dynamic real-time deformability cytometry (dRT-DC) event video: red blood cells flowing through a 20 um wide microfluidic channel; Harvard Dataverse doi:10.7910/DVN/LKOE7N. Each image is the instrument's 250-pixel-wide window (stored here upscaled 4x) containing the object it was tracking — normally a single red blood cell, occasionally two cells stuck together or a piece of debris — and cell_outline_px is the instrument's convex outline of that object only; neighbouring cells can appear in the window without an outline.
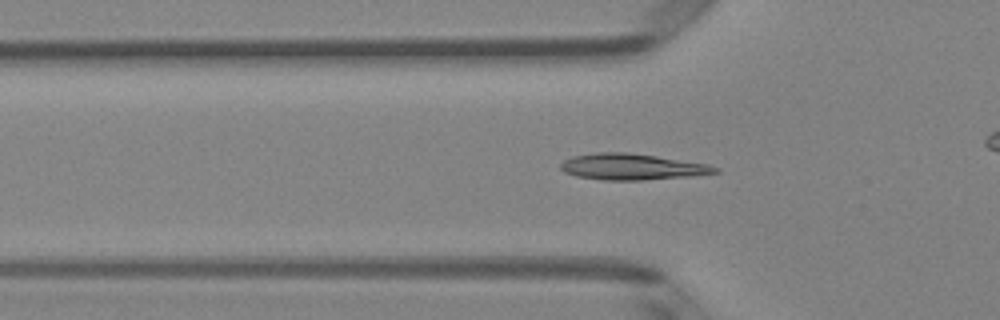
{"species": "Egyptian fruit bat (a non-hibernating species)", "species_latin": "Rousettus aegyptiacus", "temperature_condition": "room temperature", "stored_images_in_passage": 39, "camera_frame_rate_fps": 3000, "um_per_image_px": 0.085, "animal": {"sex": "female"}, "frame": {"image": 1, "passage_image": 14, "time_ms": 4.333, "image_size_px": [1000, 320], "cell_outline_px": [[720, 172], [688, 176], [640, 180], [604, 180], [576, 176], [564, 172], [560, 168], [560, 164], [564, 160], [572, 156], [596, 152], [628, 152], [656, 156], [708, 164], [720, 168]], "centroid_in_image_um": [53.69, 14.17], "position_along_channel_um": 72.1, "area_um2": 23.47}}
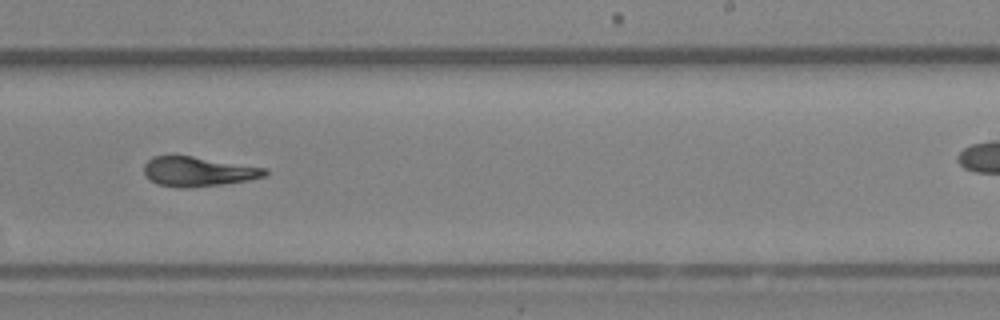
{"frame": {"image": 2, "passage_image": 29, "time_ms": 9.333, "image_size_px": [1000, 320], "cell_outline_px": [[268, 172], [264, 176], [252, 180], [224, 184], [188, 188], [176, 188], [156, 184], [148, 180], [144, 176], [144, 164], [152, 156], [192, 156], [268, 168]], "centroid_in_image_um": [16.82, 14.6], "position_along_channel_um": 272.2, "area_um2": 21.21}}
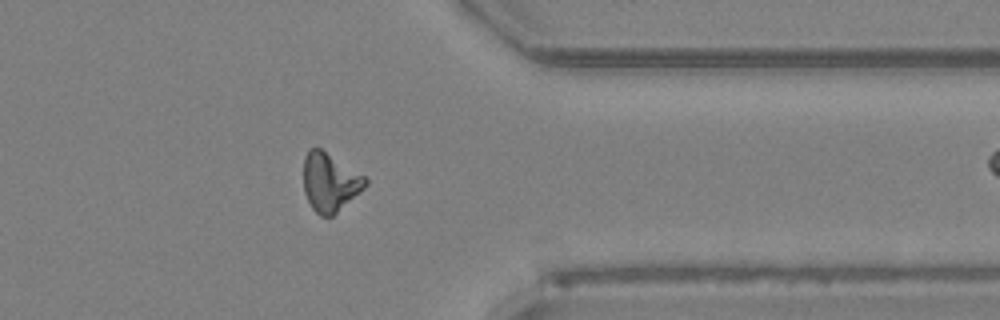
{"frame": {"image": 3, "passage_image": 38, "time_ms": 12.333, "image_size_px": [1000, 320], "cell_outline_px": [[368, 184], [364, 188], [332, 216], [320, 216], [312, 208], [304, 192], [304, 156], [312, 148], [320, 148], [364, 176], [368, 180]], "centroid_in_image_um": [28.03, 15.5], "position_along_channel_um": 383.4, "area_um2": 20.63}}